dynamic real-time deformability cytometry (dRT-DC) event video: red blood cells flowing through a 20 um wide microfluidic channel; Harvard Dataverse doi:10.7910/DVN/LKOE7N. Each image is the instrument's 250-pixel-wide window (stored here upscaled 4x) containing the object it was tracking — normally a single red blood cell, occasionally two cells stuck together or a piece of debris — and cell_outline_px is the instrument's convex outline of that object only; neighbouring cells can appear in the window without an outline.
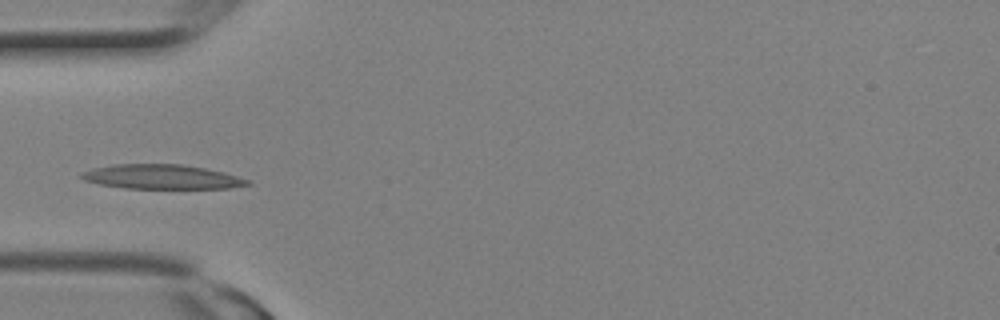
{"species": "Egyptian fruit bat (a non-hibernating species)", "species_latin": "Rousettus aegyptiacus", "temperature_condition": "room temperature", "stored_images_in_passage": 3, "camera_frame_rate_fps": 3000, "um_per_image_px": 0.085, "animal": {"sex": "female"}, "frame": {"image": 1, "passage_image": 3, "time_ms": 0.667, "image_size_px": [1000, 320], "cell_outline_px": [[252, 184], [228, 188], [124, 188], [100, 184], [84, 180], [80, 176], [80, 172], [92, 168], [112, 164], [184, 164], [224, 172], [252, 180]], "centroid_in_image_um": [13.75, 15.02], "position_along_channel_um": 71.2, "area_um2": 23.76}}